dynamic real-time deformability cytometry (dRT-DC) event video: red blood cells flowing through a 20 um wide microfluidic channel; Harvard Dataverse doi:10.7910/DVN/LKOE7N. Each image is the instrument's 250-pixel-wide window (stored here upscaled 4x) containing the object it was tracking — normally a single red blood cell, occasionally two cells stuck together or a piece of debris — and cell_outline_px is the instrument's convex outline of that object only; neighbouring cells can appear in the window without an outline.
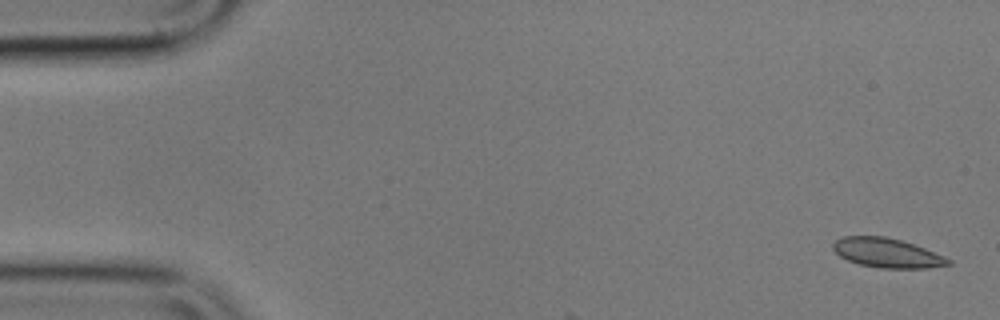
{"species": "common noctule bat (a hibernating species)", "species_latin": "Nyctalus noctula", "temperature_condition": "cold", "stored_images_in_passage": 4, "camera_frame_rate_fps": 3000, "um_per_image_px": 0.085, "animal": {"sex": "male", "body_mass_g": 17.9}, "frame": {"image": 1, "passage_image": 1, "time_ms": 0.0, "image_size_px": [1000, 320], "cell_outline_px": [[952, 264], [928, 268], [880, 268], [860, 264], [848, 260], [840, 256], [832, 248], [832, 244], [836, 240], [844, 236], [884, 236], [900, 240], [924, 248], [944, 256], [952, 260]], "centroid_in_image_um": [75.4, 21.5], "position_along_channel_um": 9.6, "area_um2": 19.59}}